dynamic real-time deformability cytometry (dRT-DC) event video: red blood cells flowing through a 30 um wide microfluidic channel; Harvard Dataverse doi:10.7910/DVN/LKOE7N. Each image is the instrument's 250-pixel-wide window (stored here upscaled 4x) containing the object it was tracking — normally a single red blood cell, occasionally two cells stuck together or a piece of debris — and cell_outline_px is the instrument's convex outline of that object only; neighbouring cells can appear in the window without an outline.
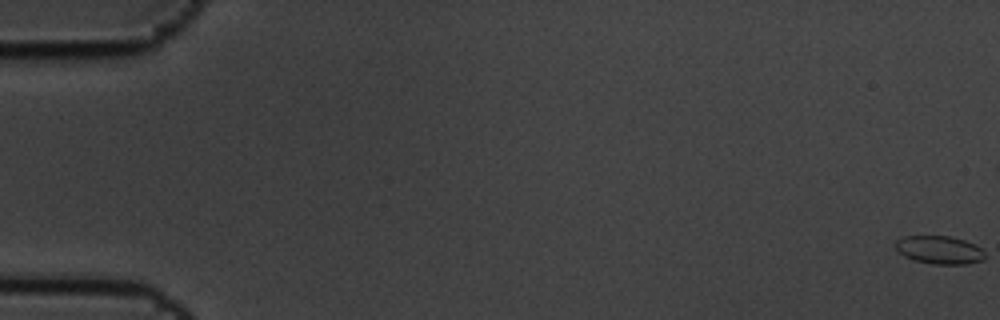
{"species": "common noctule bat (a hibernating species)", "species_latin": "Nyctalus noctula", "temperature_condition": "cold", "stored_images_in_passage": 15, "camera_frame_rate_fps": 3000, "um_per_image_px": 0.085, "animal": {"sex": "male", "body_mass_g": 19.5, "forearm_length_mm": 54.6}, "frame": {"image": 1, "passage_image": 1, "time_ms": 0.0, "image_size_px": [1000, 320], "cell_outline_px": [[984, 260], [964, 264], [932, 264], [916, 260], [904, 256], [896, 248], [896, 240], [904, 236], [948, 236], [964, 240], [976, 244], [984, 252]], "centroid_in_image_um": [79.86, 21.24], "position_along_channel_um": 5.1, "area_um2": 14.51}}
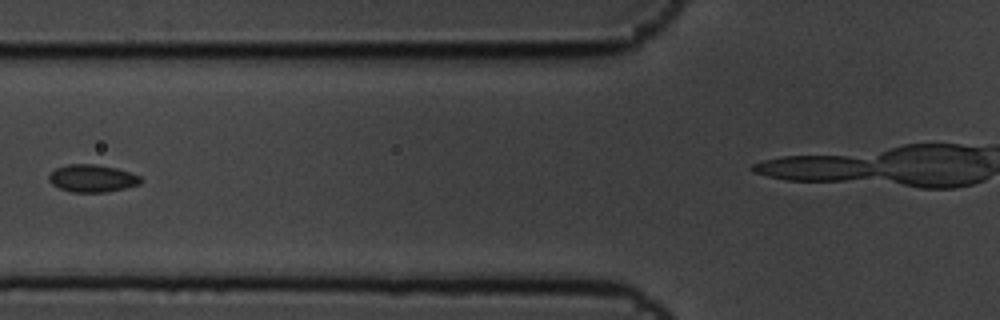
{"frame": {"image": 2, "passage_image": 7, "time_ms": 2.0, "image_size_px": [1000, 320], "cell_outline_px": [[144, 180], [140, 184], [108, 192], [72, 192], [60, 188], [52, 184], [48, 180], [48, 176], [56, 168], [68, 164], [96, 164], [116, 168], [140, 176]], "centroid_in_image_um": [7.85, 15.16], "position_along_channel_um": 118.0, "area_um2": 14.68}}
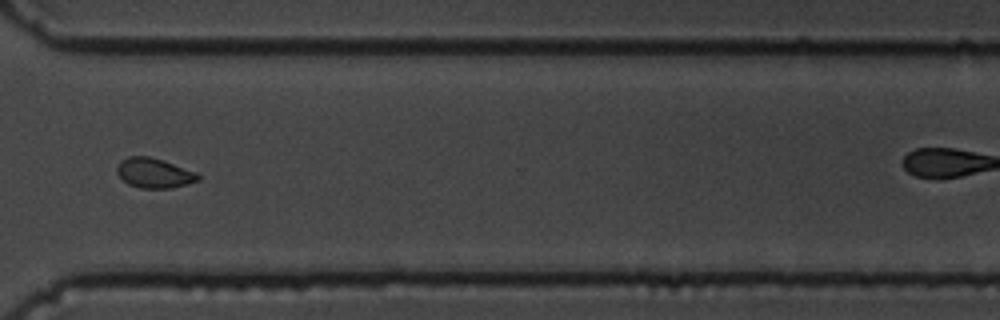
{"frame": {"image": 3, "passage_image": 13, "time_ms": 4.0, "image_size_px": [1000, 320], "cell_outline_px": [[200, 180], [172, 188], [140, 188], [128, 184], [116, 172], [116, 168], [120, 160], [128, 156], [148, 156], [164, 160], [196, 172], [200, 176]], "centroid_in_image_um": [13.1, 14.7], "position_along_channel_um": 357.5, "area_um2": 14.16}}